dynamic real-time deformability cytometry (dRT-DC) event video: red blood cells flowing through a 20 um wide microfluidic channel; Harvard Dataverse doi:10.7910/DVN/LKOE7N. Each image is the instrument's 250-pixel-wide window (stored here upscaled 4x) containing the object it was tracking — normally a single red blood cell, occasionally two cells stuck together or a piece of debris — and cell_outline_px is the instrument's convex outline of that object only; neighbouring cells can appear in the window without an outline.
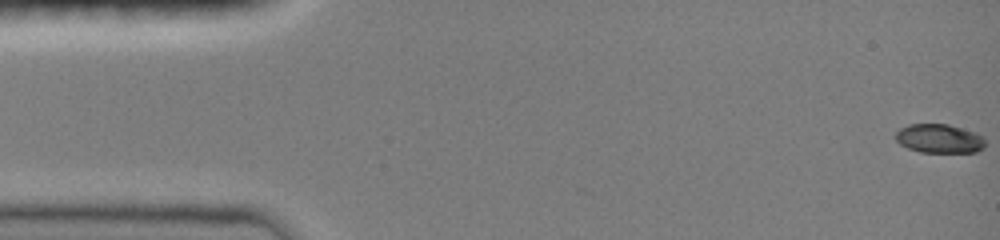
{"species": "common noctule bat (a hibernating species)", "species_latin": "Nyctalus noctula", "temperature_condition": "room temperature", "stored_images_in_passage": 29, "camera_frame_rate_fps": 3000, "um_per_image_px": 0.085, "animal": {"sex": "female", "body_mass_g": 19.0, "forearm_length_mm": 51.5}, "frame": {"image": 1, "passage_image": 1, "time_ms": 0.0, "image_size_px": [1000, 240], "cell_outline_px": [[984, 148], [976, 152], [920, 152], [908, 148], [900, 144], [896, 140], [896, 132], [900, 128], [908, 124], [948, 124], [976, 132], [984, 140]], "centroid_in_image_um": [79.83, 11.77], "position_along_channel_um": 5.2, "area_um2": 15.09}}